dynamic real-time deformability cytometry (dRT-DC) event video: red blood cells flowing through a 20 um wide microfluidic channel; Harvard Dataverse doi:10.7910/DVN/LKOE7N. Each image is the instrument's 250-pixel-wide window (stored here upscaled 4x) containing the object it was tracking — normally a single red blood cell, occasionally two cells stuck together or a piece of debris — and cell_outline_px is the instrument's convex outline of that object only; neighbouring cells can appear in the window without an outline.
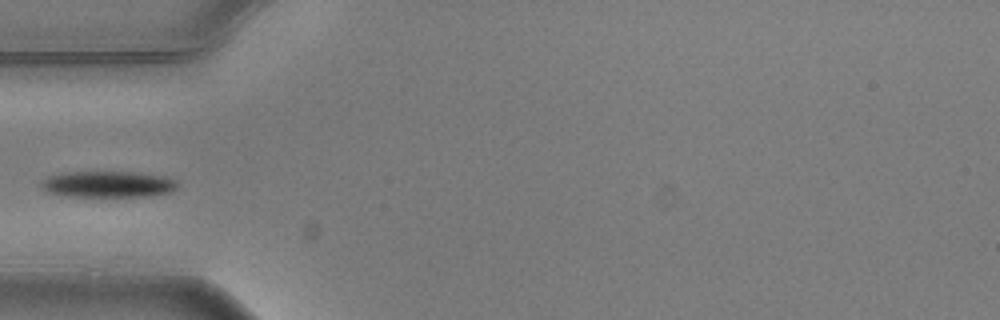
{"species": "common noctule bat (a hibernating species)", "species_latin": "Nyctalus noctula", "temperature_condition": "warm", "stored_images_in_passage": 4, "camera_frame_rate_fps": 3000, "um_per_image_px": 0.085, "animal": {"sex": "male", "body_mass_g": 20.5, "forearm_length_mm": 52.5}, "frame": {"image": 1, "passage_image": 4, "time_ms": 1.0, "image_size_px": [1000, 320], "cell_outline_px": [[176, 188], [168, 192], [152, 196], [72, 196], [48, 192], [40, 184], [48, 176], [64, 172], [132, 172], [164, 176], [176, 180]], "centroid_in_image_um": [9.19, 15.65], "position_along_channel_um": 75.8, "area_um2": 20.52}}